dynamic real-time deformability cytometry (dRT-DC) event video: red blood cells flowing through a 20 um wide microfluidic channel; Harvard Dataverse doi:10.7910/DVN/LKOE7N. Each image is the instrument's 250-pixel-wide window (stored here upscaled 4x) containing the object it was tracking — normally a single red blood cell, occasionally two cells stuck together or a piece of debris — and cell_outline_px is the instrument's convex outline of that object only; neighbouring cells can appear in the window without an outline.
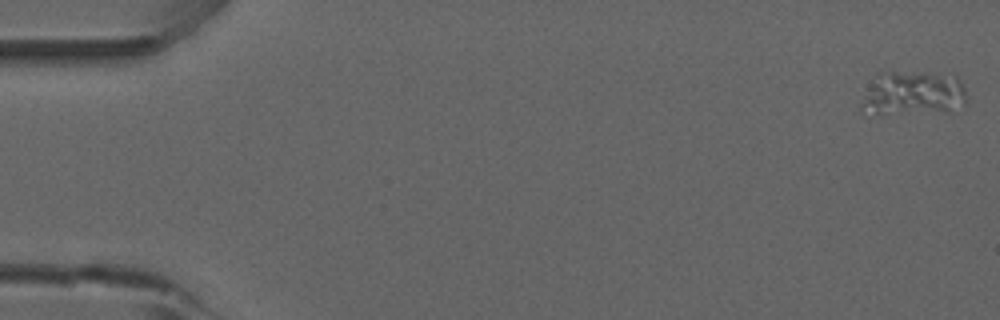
{"species": "common noctule bat (a hibernating species)", "species_latin": "Nyctalus noctula", "temperature_condition": "room temperature", "stored_images_in_passage": 5, "camera_frame_rate_fps": 3000, "um_per_image_px": 0.085, "animal": {"sex": "male", "forearm_length_mm": 52.5}, "frame": {"image": 1, "passage_image": 1, "time_ms": 0.0, "image_size_px": [1000, 320], "cell_outline_px": [[968, 104], [952, 112], [860, 112], [860, 108], [864, 96], [876, 72], [932, 72], [956, 76], [964, 84], [968, 96]], "centroid_in_image_um": [77.72, 7.91], "position_along_channel_um": 7.3, "area_um2": 27.51}}